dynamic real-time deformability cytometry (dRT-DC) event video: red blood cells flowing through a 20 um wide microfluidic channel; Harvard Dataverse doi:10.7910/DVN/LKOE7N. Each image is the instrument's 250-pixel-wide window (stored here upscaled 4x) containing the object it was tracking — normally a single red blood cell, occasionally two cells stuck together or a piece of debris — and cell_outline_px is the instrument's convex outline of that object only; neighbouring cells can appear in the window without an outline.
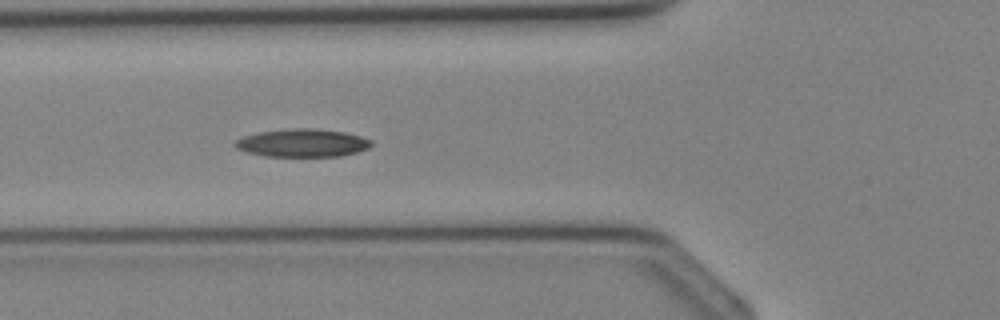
{"species": "Egyptian fruit bat (a non-hibernating species)", "species_latin": "Rousettus aegyptiacus", "temperature_condition": "cold", "stored_images_in_passage": 36, "camera_frame_rate_fps": 3000, "um_per_image_px": 0.085, "animal": {"sex": "female"}, "frame": {"image": 1, "passage_image": 13, "time_ms": 4.0, "image_size_px": [1000, 320], "cell_outline_px": [[372, 144], [368, 148], [356, 152], [340, 156], [264, 156], [248, 152], [236, 148], [232, 144], [236, 140], [244, 136], [260, 132], [292, 128], [316, 128], [344, 132], [360, 136], [372, 140]], "centroid_in_image_um": [25.7, 12.14], "position_along_channel_um": 100.1, "area_um2": 22.14}}
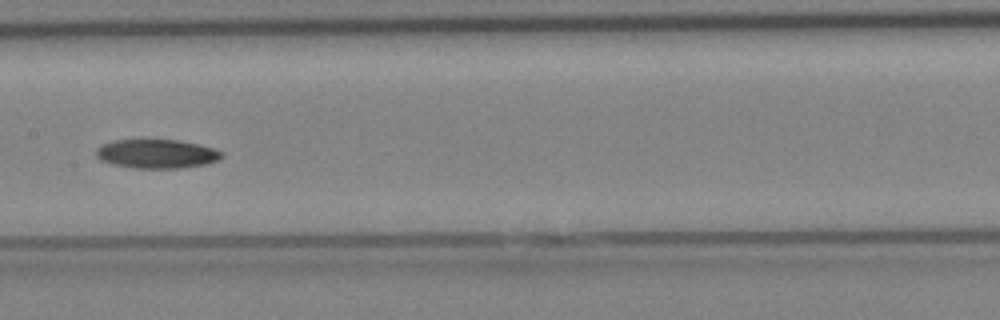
{"frame": {"image": 2, "passage_image": 18, "time_ms": 5.667, "image_size_px": [1000, 320], "cell_outline_px": [[224, 156], [216, 160], [204, 164], [180, 168], [132, 168], [112, 164], [100, 160], [96, 156], [96, 148], [112, 140], [176, 140], [196, 144], [212, 148], [224, 152]], "centroid_in_image_um": [13.28, 13.08], "position_along_channel_um": 194.1, "area_um2": 21.04}}
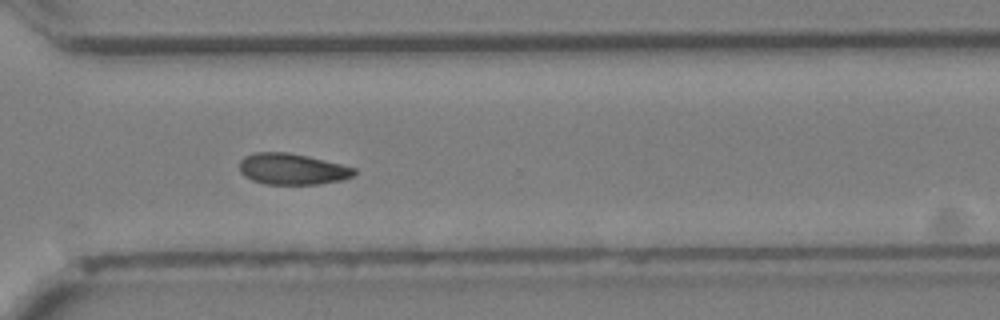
{"frame": {"image": 3, "passage_image": 26, "time_ms": 8.333, "image_size_px": [1000, 320], "cell_outline_px": [[356, 172], [352, 176], [340, 180], [320, 184], [268, 184], [252, 180], [244, 176], [240, 172], [240, 160], [244, 156], [252, 152], [288, 152], [340, 164], [356, 168]], "centroid_in_image_um": [24.8, 14.36], "position_along_channel_um": 345.8, "area_um2": 20.69}}